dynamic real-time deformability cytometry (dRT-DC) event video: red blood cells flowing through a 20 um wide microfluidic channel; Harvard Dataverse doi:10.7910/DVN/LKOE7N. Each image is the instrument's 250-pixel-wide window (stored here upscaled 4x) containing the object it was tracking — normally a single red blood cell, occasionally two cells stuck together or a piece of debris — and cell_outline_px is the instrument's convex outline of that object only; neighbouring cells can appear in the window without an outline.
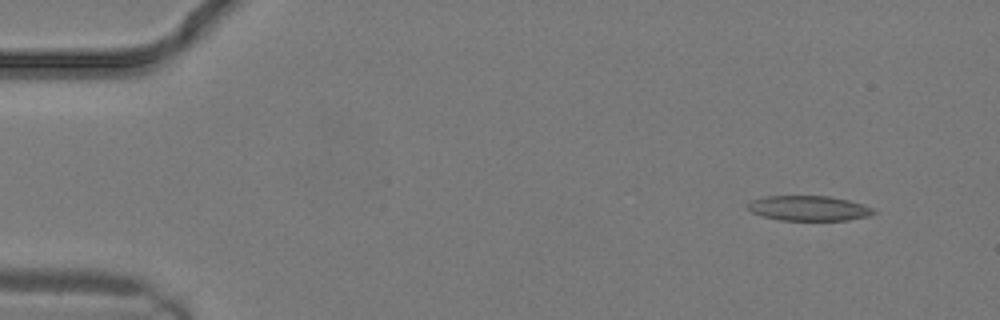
{"species": "common noctule bat (a hibernating species)", "species_latin": "Nyctalus noctula", "temperature_condition": "warm", "stored_images_in_passage": 11, "camera_frame_rate_fps": 3000, "um_per_image_px": 0.085, "animal": {"sex": "male", "body_mass_g": 19.2, "forearm_length_mm": 51.8}, "frame": {"image": 1, "passage_image": 2, "time_ms": 0.333, "image_size_px": [1000, 320], "cell_outline_px": [[876, 212], [868, 216], [848, 220], [780, 220], [764, 216], [752, 212], [748, 208], [748, 204], [752, 200], [764, 196], [832, 196], [864, 204], [872, 208]], "centroid_in_image_um": [68.77, 17.69], "position_along_channel_um": 16.2, "area_um2": 18.26}}
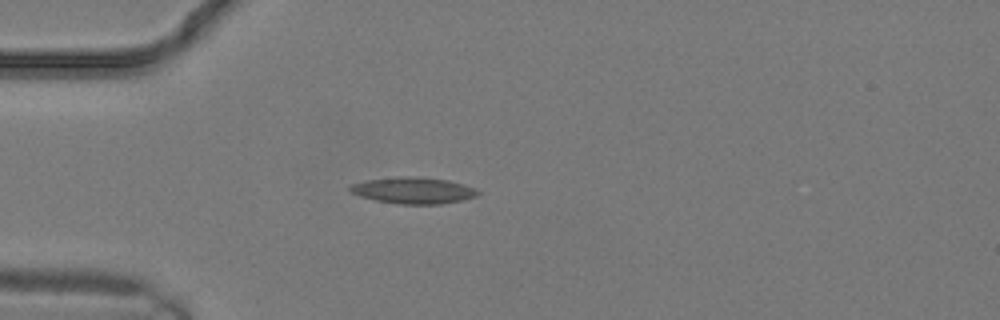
{"frame": {"image": 2, "passage_image": 7, "time_ms": 2.0, "image_size_px": [1000, 320], "cell_outline_px": [[480, 192], [476, 196], [460, 200], [440, 204], [396, 204], [376, 200], [360, 196], [352, 192], [348, 188], [352, 184], [368, 180], [404, 176], [408, 176], [448, 180], [464, 184], [476, 188]], "centroid_in_image_um": [35.15, 16.19], "position_along_channel_um": 49.8, "area_um2": 19.42}}
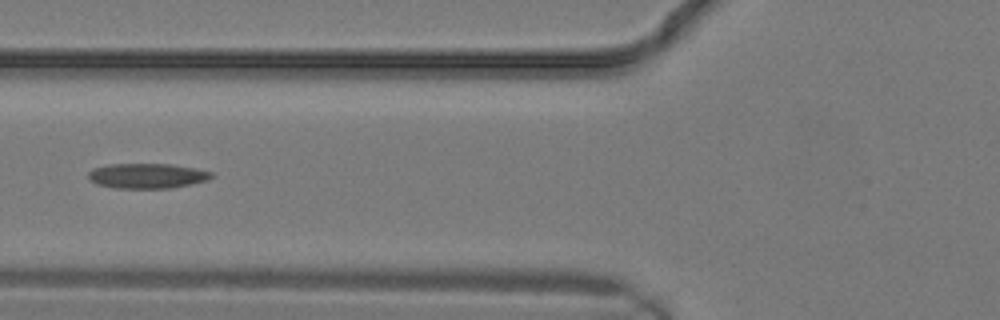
{"frame": {"image": 3, "passage_image": 10, "time_ms": 3.0, "image_size_px": [1000, 320], "cell_outline_px": [[216, 176], [208, 180], [192, 184], [172, 188], [112, 188], [96, 184], [88, 180], [88, 172], [96, 168], [108, 164], [168, 164], [196, 168], [212, 172]], "centroid_in_image_um": [12.52, 14.95], "position_along_channel_um": 113.3, "area_um2": 18.15}}